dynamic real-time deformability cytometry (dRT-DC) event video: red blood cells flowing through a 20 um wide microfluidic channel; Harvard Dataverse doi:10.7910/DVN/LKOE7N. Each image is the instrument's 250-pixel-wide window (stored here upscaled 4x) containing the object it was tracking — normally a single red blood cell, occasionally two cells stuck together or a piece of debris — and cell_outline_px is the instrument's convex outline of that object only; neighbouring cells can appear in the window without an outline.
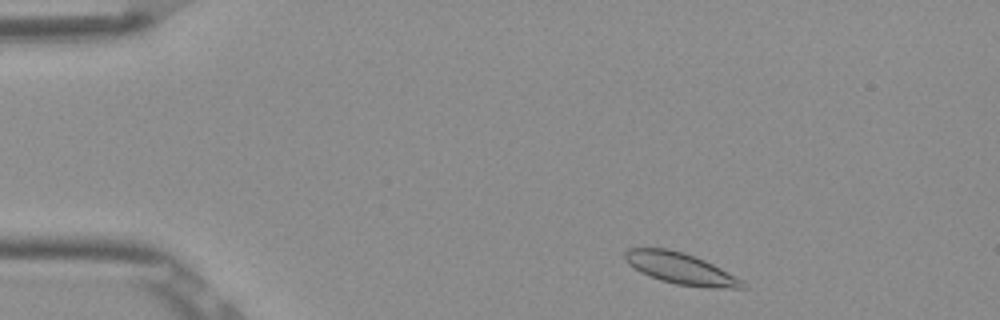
{"species": "Egyptian fruit bat (a non-hibernating species)", "species_latin": "Rousettus aegyptiacus", "temperature_condition": "room temperature", "stored_images_in_passage": 48, "camera_frame_rate_fps": 3000, "um_per_image_px": 0.085, "frame": {"image": 1, "passage_image": 3, "time_ms": 0.667, "image_size_px": [1000, 320], "cell_outline_px": [[748, 288], [708, 288], [676, 284], [660, 280], [640, 272], [628, 264], [624, 260], [624, 252], [628, 248], [668, 248], [684, 252], [704, 260], [720, 268], [748, 284]], "centroid_in_image_um": [57.83, 22.82], "position_along_channel_um": 27.2, "area_um2": 21.5}}
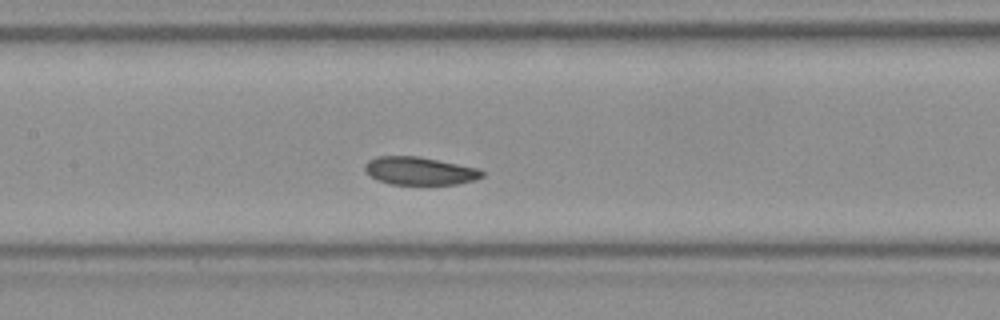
{"frame": {"image": 2, "passage_image": 20, "time_ms": 6.333, "image_size_px": [1000, 320], "cell_outline_px": [[484, 176], [476, 180], [456, 184], [392, 184], [376, 180], [364, 172], [364, 164], [368, 160], [376, 156], [420, 156], [480, 168], [484, 172]], "centroid_in_image_um": [35.67, 14.52], "position_along_channel_um": 171.7, "area_um2": 19.42}}
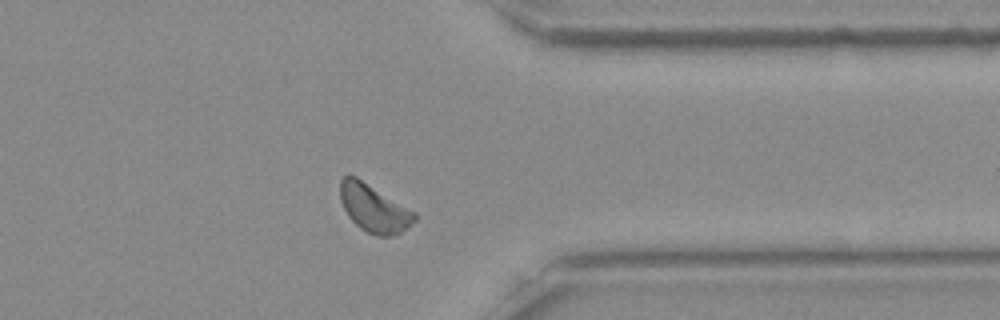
{"frame": {"image": 3, "passage_image": 37, "time_ms": 12.0, "image_size_px": [1000, 320], "cell_outline_px": [[416, 220], [400, 232], [388, 236], [376, 236], [360, 228], [348, 216], [340, 200], [340, 180], [344, 176], [356, 176], [416, 212]], "centroid_in_image_um": [31.77, 17.69], "position_along_channel_um": 379.6, "area_um2": 20.46}, "authors_computed_cell_mechanics": {"area_um2": 20.0566, "velocity_mm_per_s": 3.7962, "shape_relaxation_time_tau1_ms": 3.6682, "shape_relaxation_time_tau2_ms": 7.3696, "deformation_change_tau1": 0.0658, "deformation_change_tau2": 0.0726}}